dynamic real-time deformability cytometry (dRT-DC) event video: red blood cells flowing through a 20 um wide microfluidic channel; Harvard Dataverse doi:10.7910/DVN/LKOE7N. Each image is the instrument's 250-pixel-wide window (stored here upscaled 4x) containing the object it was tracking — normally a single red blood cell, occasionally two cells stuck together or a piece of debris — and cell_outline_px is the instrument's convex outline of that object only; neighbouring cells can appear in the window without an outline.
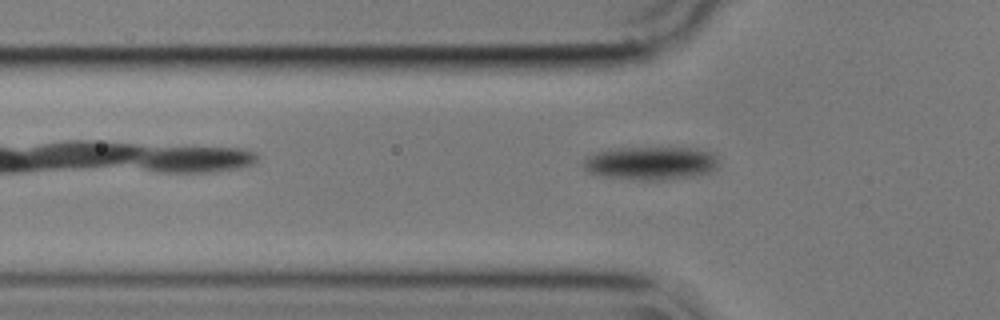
{"species": "common noctule bat (a hibernating species)", "species_latin": "Nyctalus noctula", "temperature_condition": "cold", "stored_images_in_passage": 32, "camera_frame_rate_fps": 3000, "um_per_image_px": 0.085, "animal": {"sex": "male", "body_mass_g": 17.9}, "frame": {"image": 1, "passage_image": 6, "time_ms": 1.667, "image_size_px": [1000, 320], "cell_outline_px": [[720, 164], [716, 168], [708, 172], [660, 180], [644, 180], [604, 176], [588, 172], [580, 164], [584, 156], [596, 152], [616, 148], [696, 148], [716, 152]], "centroid_in_image_um": [55.29, 13.84], "position_along_channel_um": 70.5, "area_um2": 26.3}}
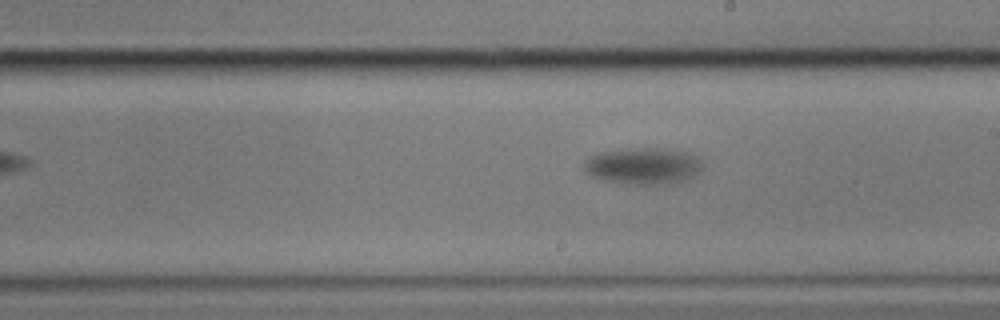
{"frame": {"image": 2, "passage_image": 22, "time_ms": 7.0, "image_size_px": [1000, 320], "cell_outline_px": [[704, 168], [700, 172], [688, 180], [680, 184], [628, 184], [604, 180], [592, 176], [584, 168], [584, 160], [588, 156], [596, 152], [628, 148], [656, 148], [692, 152], [700, 156], [704, 164]], "centroid_in_image_um": [54.76, 14.1], "position_along_channel_um": 234.2, "area_um2": 26.13}}
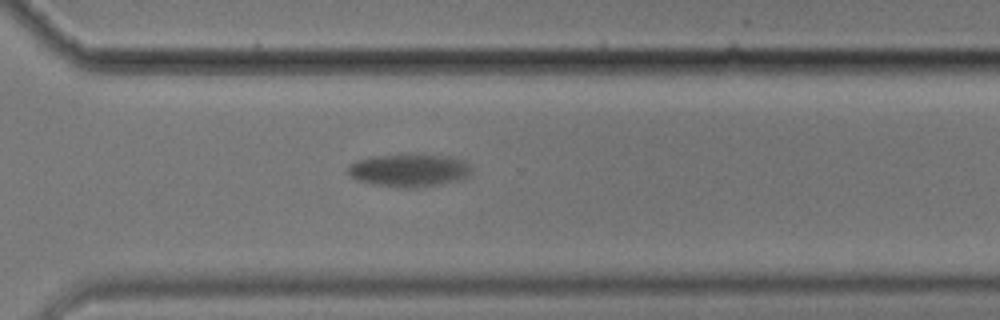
{"frame": {"image": 3, "passage_image": 32, "time_ms": 10.333, "image_size_px": [1000, 320], "cell_outline_px": [[472, 176], [460, 180], [444, 184], [408, 188], [396, 188], [372, 184], [356, 180], [348, 176], [348, 164], [356, 160], [372, 156], [452, 156], [464, 160], [472, 168]], "centroid_in_image_um": [34.79, 14.51], "position_along_channel_um": 335.8, "area_um2": 23.76}}